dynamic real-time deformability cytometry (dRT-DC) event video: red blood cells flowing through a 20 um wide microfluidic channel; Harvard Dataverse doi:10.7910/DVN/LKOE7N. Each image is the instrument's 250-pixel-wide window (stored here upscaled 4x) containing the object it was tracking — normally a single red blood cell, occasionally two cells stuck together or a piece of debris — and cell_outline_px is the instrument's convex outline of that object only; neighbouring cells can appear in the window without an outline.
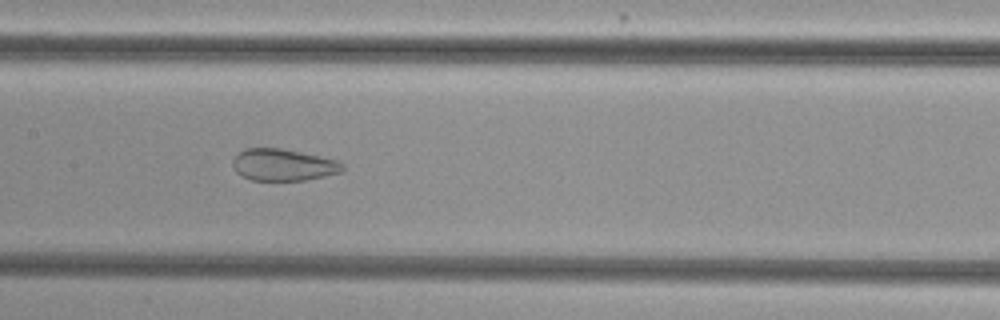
{"species": "common noctule bat (a hibernating species)", "species_latin": "Nyctalus noctula", "temperature_condition": "cold", "stored_images_in_passage": 43, "camera_frame_rate_fps": 3000, "um_per_image_px": 0.085, "animal": {"sex": "female", "body_mass_g": 29.2, "forearm_length_mm": 56.3}, "frame": {"image": 1, "passage_image": 27, "time_ms": 8.667, "image_size_px": [1000, 320], "cell_outline_px": [[344, 168], [340, 172], [324, 176], [304, 180], [252, 180], [236, 172], [232, 164], [232, 160], [236, 152], [244, 148], [280, 148], [320, 156], [336, 160], [344, 164]], "centroid_in_image_um": [24.03, 14.0], "position_along_channel_um": 183.4, "area_um2": 20.35}}
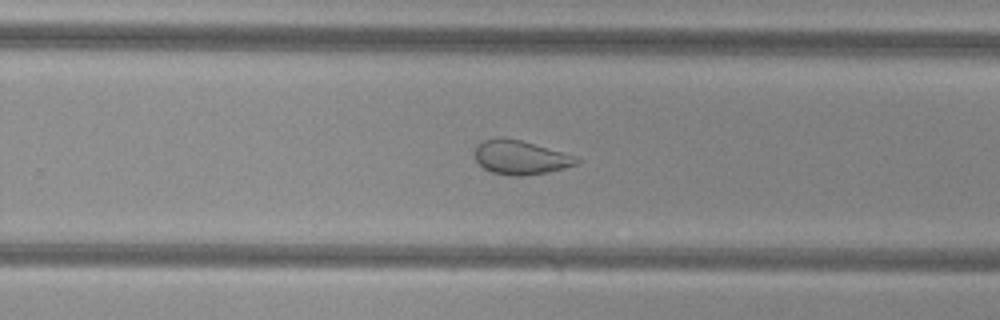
{"frame": {"image": 2, "passage_image": 35, "time_ms": 11.333, "image_size_px": [1000, 320], "cell_outline_px": [[580, 160], [576, 164], [544, 172], [524, 176], [512, 176], [492, 172], [484, 168], [476, 160], [472, 152], [476, 144], [484, 140], [496, 136], [504, 136], [520, 140], [560, 152], [572, 156]], "centroid_in_image_um": [44.1, 13.35], "position_along_channel_um": 285.7, "area_um2": 19.94}}
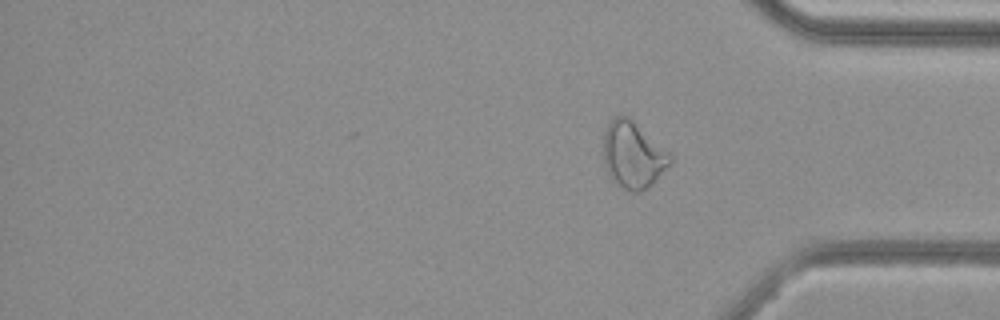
{"frame": {"image": 3, "passage_image": 43, "time_ms": 14.0, "image_size_px": [1000, 320], "cell_outline_px": [[672, 164], [652, 184], [640, 192], [628, 192], [616, 184], [608, 176], [604, 164], [604, 132], [608, 124], [616, 116], [628, 116], [672, 152]], "centroid_in_image_um": [53.85, 13.19], "position_along_channel_um": 381.4, "area_um2": 26.41}, "authors_computed_cell_mechanics": {"area_um2": 25.8944, "velocity_mm_per_s": 3.8462, "shape_relaxation_time_tau1_ms": null, "shape_relaxation_time_tau2_ms": 1.5254, "deformation_change_tau1": null, "deformation_change_tau2": 0.0803}}